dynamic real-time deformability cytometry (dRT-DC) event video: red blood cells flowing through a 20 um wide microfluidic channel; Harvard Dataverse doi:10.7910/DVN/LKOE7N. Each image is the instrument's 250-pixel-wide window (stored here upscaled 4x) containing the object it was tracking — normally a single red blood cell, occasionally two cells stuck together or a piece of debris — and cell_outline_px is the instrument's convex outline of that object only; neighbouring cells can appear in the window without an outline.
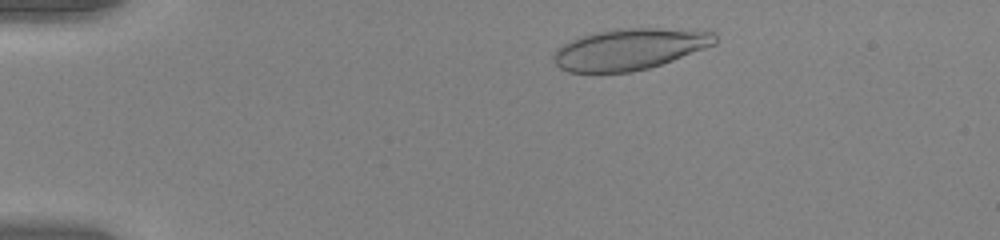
{"species": "human", "species_latin": "Homo sapiens", "temperature_condition": "warm", "stored_images_in_passage": 47, "camera_frame_rate_fps": 3000, "um_per_image_px": 0.085, "donor": {"sex": "female"}, "frame": {"image": 1, "passage_image": 5, "time_ms": 1.333, "image_size_px": [1000, 240], "cell_outline_px": [[716, 44], [672, 60], [648, 68], [632, 72], [568, 72], [560, 68], [552, 60], [552, 52], [556, 48], [580, 36], [596, 32], [616, 28], [712, 28], [716, 32]], "centroid_in_image_um": [53.58, 4.14], "position_along_channel_um": 31.4, "area_um2": 39.48}}
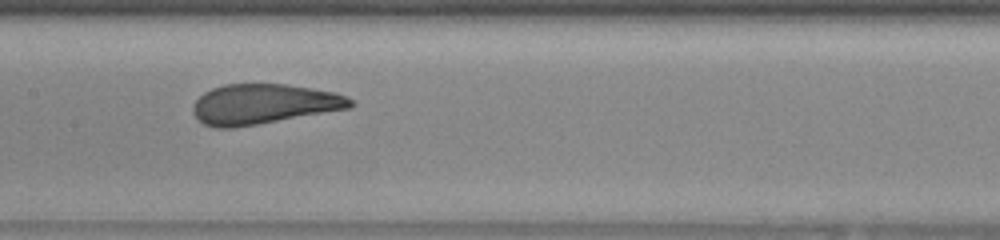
{"frame": {"image": 2, "passage_image": 22, "time_ms": 7.0, "image_size_px": [1000, 240], "cell_outline_px": [[356, 104], [352, 108], [236, 128], [216, 128], [204, 124], [192, 112], [192, 104], [204, 92], [212, 88], [224, 84], [284, 84], [312, 88], [336, 92], [348, 96]], "centroid_in_image_um": [22.44, 8.85], "position_along_channel_um": 185.0, "area_um2": 37.11}}
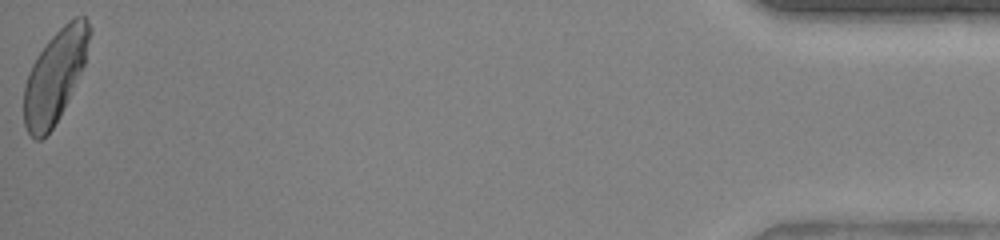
{"frame": {"image": 3, "passage_image": 47, "time_ms": 15.333, "image_size_px": [1000, 240], "cell_outline_px": [[92, 32], [84, 64], [52, 128], [40, 140], [36, 140], [28, 132], [24, 124], [24, 84], [28, 72], [36, 56], [48, 40], [68, 20], [76, 16], [84, 16], [88, 20], [92, 28]], "centroid_in_image_um": [4.66, 6.4], "position_along_channel_um": 430.5, "area_um2": 34.56}, "authors_computed_cell_mechanics": {"area_um2": 37.3388, "velocity_mm_per_s": 3.9907, "shape_relaxation_time_tau1_ms": 4.9838, "shape_relaxation_time_tau2_ms": null, "deformation_change_tau1": 0.2031, "deformation_change_tau2": null}}